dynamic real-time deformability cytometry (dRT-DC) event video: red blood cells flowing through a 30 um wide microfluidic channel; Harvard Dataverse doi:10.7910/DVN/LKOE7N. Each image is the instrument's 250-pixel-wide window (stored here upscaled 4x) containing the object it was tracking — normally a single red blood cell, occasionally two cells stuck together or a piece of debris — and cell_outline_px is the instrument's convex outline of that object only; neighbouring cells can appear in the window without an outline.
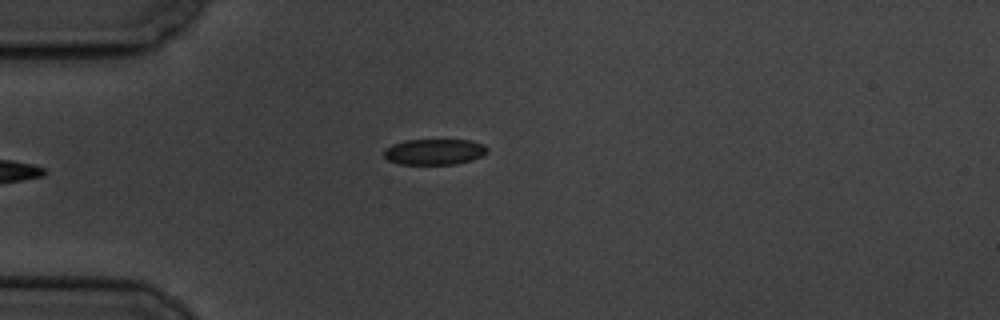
{"species": "common noctule bat (a hibernating species)", "species_latin": "Nyctalus noctula", "temperature_condition": "cold", "stored_images_in_passage": 5, "camera_frame_rate_fps": 3000, "um_per_image_px": 0.085, "animal": {"sex": "male", "body_mass_g": 19.5, "forearm_length_mm": 54.6}, "frame": {"image": 1, "passage_image": 5, "time_ms": 4.333, "image_size_px": [1000, 320], "cell_outline_px": [[488, 152], [484, 156], [472, 160], [456, 164], [400, 164], [388, 160], [384, 156], [384, 148], [392, 144], [404, 140], [468, 140], [484, 144], [488, 148]], "centroid_in_image_um": [36.94, 12.9], "position_along_channel_um": 48.1, "area_um2": 15.72}}